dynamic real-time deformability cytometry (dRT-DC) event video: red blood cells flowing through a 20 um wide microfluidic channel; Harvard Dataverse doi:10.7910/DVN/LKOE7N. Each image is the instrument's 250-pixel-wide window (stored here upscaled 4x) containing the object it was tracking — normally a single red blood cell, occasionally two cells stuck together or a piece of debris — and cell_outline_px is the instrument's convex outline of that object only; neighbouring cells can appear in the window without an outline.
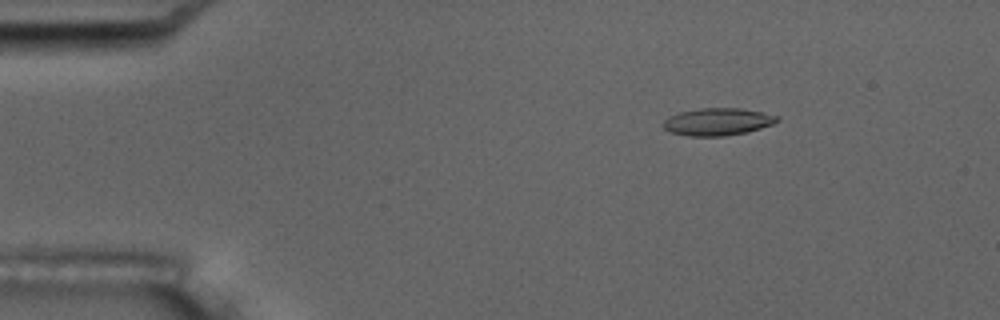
{"species": "common noctule bat (a hibernating species)", "species_latin": "Nyctalus noctula", "temperature_condition": "room temperature", "stored_images_in_passage": 9, "camera_frame_rate_fps": 3000, "um_per_image_px": 0.085, "animal": {"sex": "male", "body_mass_g": 17.5, "forearm_length_mm": 52.3}, "frame": {"image": 1, "passage_image": 2, "time_ms": 1.333, "image_size_px": [1000, 320], "cell_outline_px": [[780, 120], [772, 124], [748, 132], [724, 136], [688, 136], [672, 132], [664, 128], [664, 120], [668, 116], [680, 112], [700, 108], [740, 108], [780, 116]], "centroid_in_image_um": [61.01, 10.35], "position_along_channel_um": 24.0, "area_um2": 18.09}}
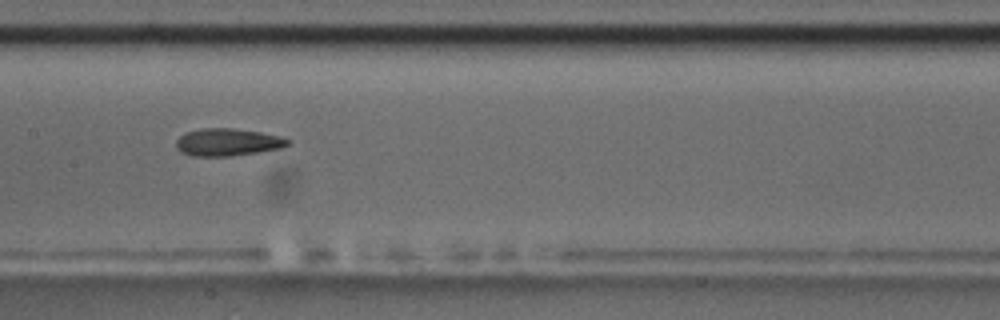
{"frame": {"image": 2, "passage_image": 7, "time_ms": 8.0, "image_size_px": [1000, 320], "cell_outline_px": [[292, 144], [280, 148], [256, 152], [228, 156], [192, 156], [180, 152], [176, 148], [176, 140], [184, 132], [204, 128], [232, 128], [260, 132], [280, 136], [292, 140]], "centroid_in_image_um": [19.34, 12.08], "position_along_channel_um": 188.1, "area_um2": 17.92}}